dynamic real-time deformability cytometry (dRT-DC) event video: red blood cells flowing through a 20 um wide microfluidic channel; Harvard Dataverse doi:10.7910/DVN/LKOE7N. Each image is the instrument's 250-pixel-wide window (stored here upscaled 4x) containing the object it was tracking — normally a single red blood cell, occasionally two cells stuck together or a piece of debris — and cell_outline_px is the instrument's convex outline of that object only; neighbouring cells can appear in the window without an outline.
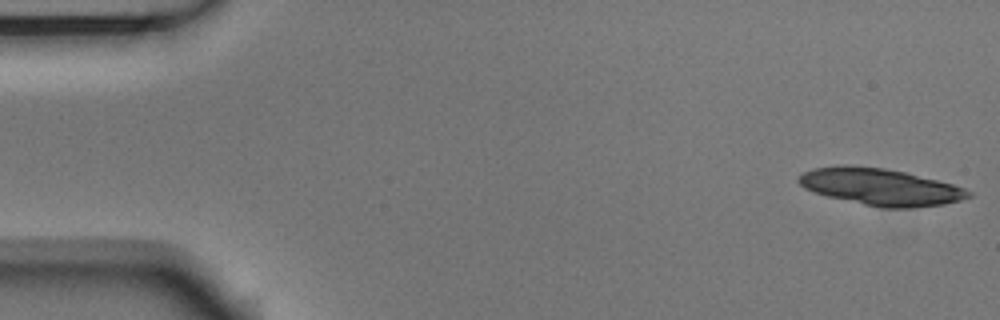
{"species": "Egyptian fruit bat (a non-hibernating species)", "species_latin": "Rousettus aegyptiacus", "temperature_condition": "room temperature", "stored_images_in_passage": 11, "camera_frame_rate_fps": 3000, "um_per_image_px": 0.085, "animal": {"sex": "male"}, "frame": {"image": 1, "passage_image": 1, "time_ms": 0.0, "image_size_px": [1000, 320], "cell_outline_px": [[972, 196], [960, 200], [944, 204], [908, 208], [884, 208], [864, 204], [828, 196], [804, 188], [796, 180], [804, 172], [812, 168], [884, 168], [904, 172], [952, 184], [964, 188], [972, 192]], "centroid_in_image_um": [74.91, 15.92], "position_along_channel_um": 10.1, "area_um2": 35.08}}